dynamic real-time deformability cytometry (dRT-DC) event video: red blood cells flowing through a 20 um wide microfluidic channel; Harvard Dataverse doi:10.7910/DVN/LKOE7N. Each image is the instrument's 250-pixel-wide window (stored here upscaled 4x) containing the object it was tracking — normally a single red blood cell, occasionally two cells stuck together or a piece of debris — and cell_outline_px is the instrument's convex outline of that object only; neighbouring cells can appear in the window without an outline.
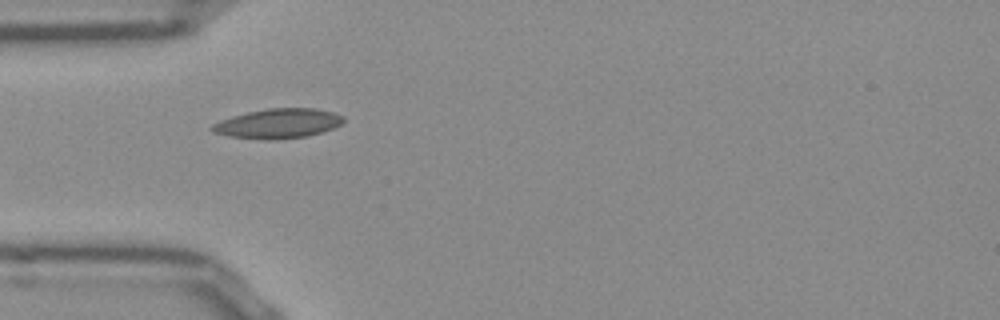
{"species": "Egyptian fruit bat (a non-hibernating species)", "species_latin": "Rousettus aegyptiacus", "temperature_condition": "room temperature", "stored_images_in_passage": 38, "camera_frame_rate_fps": 3000, "um_per_image_px": 0.085, "frame": {"image": 1, "passage_image": 1, "time_ms": 0.0, "image_size_px": [1000, 320], "cell_outline_px": [[344, 120], [340, 124], [332, 128], [308, 136], [276, 140], [264, 140], [228, 136], [212, 132], [208, 128], [212, 124], [220, 120], [232, 116], [248, 112], [268, 108], [316, 108], [332, 112], [344, 116]], "centroid_in_image_um": [23.59, 10.5], "position_along_channel_um": 61.4, "area_um2": 22.83}}
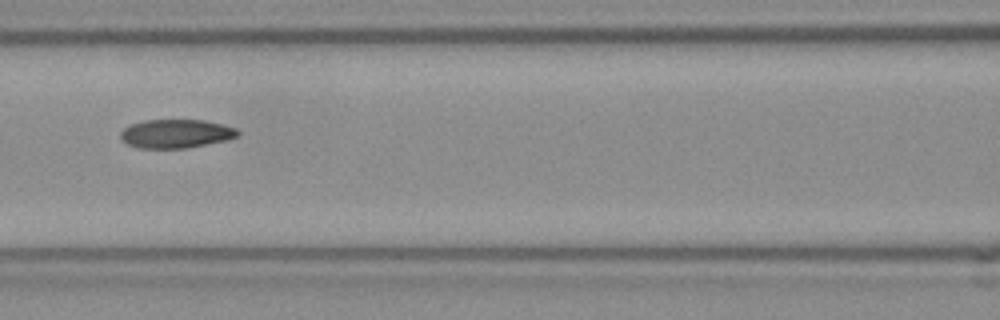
{"frame": {"image": 2, "passage_image": 8, "time_ms": 2.333, "image_size_px": [1000, 320], "cell_outline_px": [[240, 136], [228, 140], [188, 148], [140, 148], [128, 144], [120, 136], [120, 132], [124, 128], [132, 124], [144, 120], [204, 120], [224, 124], [236, 128], [240, 132]], "centroid_in_image_um": [15.02, 11.36], "position_along_channel_um": 151.6, "area_um2": 19.71}}
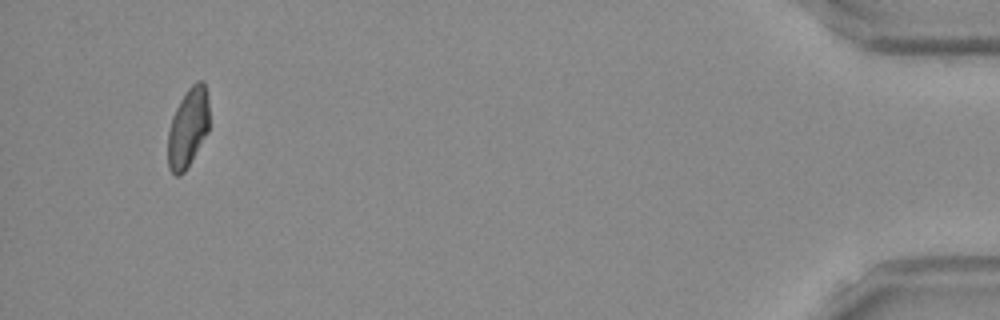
{"frame": {"image": 3, "passage_image": 35, "time_ms": 11.333, "image_size_px": [1000, 320], "cell_outline_px": [[208, 132], [184, 172], [180, 176], [176, 176], [168, 168], [168, 132], [172, 116], [180, 100], [188, 88], [196, 80], [204, 80], [208, 96]], "centroid_in_image_um": [15.98, 10.83], "position_along_channel_um": 419.2, "area_um2": 19.13}, "authors_computed_cell_mechanics": {"area_um2": 19.7098, "velocity_mm_per_s": 3.8758, "shape_relaxation_time_tau1_ms": null, "shape_relaxation_time_tau2_ms": 3.2791, "deformation_change_tau1": null, "deformation_change_tau2": 0.0846}}